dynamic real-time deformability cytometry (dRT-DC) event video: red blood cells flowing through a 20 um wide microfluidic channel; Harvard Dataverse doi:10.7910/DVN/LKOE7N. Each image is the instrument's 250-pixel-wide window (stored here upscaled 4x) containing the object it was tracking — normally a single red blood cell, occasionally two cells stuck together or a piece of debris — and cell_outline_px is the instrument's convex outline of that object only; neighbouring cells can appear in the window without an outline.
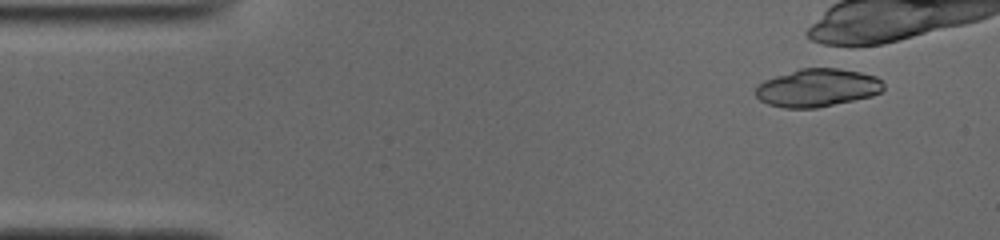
{"species": "common noctule bat (a hibernating species)", "species_latin": "Nyctalus noctula", "temperature_condition": "cold", "stored_images_in_passage": 6, "camera_frame_rate_fps": 3000, "um_per_image_px": 0.085, "animal": {"sex": "male", "body_mass_g": 19.0, "forearm_length_mm": 50.8}, "frame": {"image": 1, "passage_image": 4, "time_ms": 1.0, "image_size_px": [1000, 240], "cell_outline_px": [[884, 88], [880, 92], [872, 96], [816, 108], [784, 108], [768, 104], [760, 100], [756, 96], [756, 84], [764, 80], [800, 68], [840, 68], [860, 72], [876, 76], [884, 84]], "centroid_in_image_um": [69.46, 7.46], "position_along_channel_um": 15.5, "area_um2": 28.32}}